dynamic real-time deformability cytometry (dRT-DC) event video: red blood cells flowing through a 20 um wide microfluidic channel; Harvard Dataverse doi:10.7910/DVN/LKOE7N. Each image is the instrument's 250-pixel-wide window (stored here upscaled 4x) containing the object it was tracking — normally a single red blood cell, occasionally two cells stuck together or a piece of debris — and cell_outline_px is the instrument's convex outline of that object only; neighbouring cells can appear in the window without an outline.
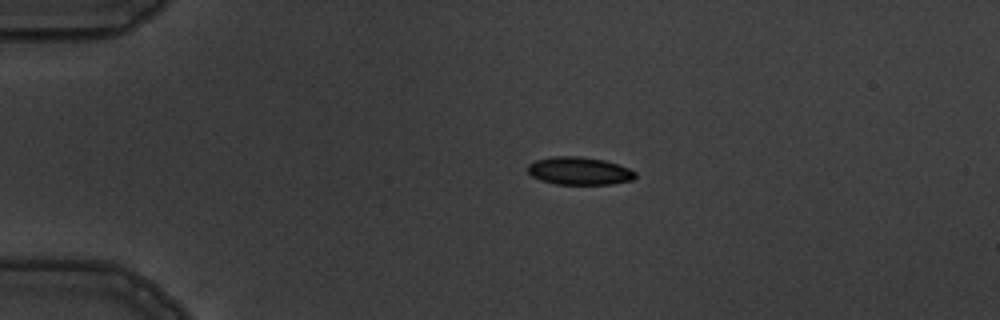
{"species": "common noctule bat (a hibernating species)", "species_latin": "Nyctalus noctula", "temperature_condition": "warm", "stored_images_in_passage": 3, "camera_frame_rate_fps": 3000, "um_per_image_px": 0.085, "animal": {"sex": "male", "body_mass_g": 19.5, "forearm_length_mm": 54.6}, "frame": {"image": 1, "passage_image": 1, "time_ms": 0.0, "image_size_px": [1000, 320], "cell_outline_px": [[636, 176], [632, 180], [612, 184], [556, 184], [540, 180], [532, 176], [528, 172], [528, 164], [536, 160], [552, 156], [580, 156], [604, 160], [628, 168], [636, 172]], "centroid_in_image_um": [49.22, 14.52], "position_along_channel_um": 35.8, "area_um2": 17.4}}
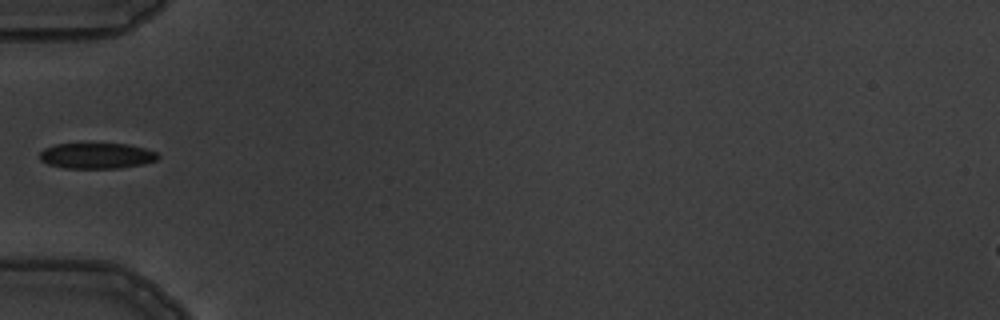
{"frame": {"image": 2, "passage_image": 3, "time_ms": 2.333, "image_size_px": [1000, 320], "cell_outline_px": [[160, 156], [156, 160], [144, 164], [120, 168], [64, 168], [48, 164], [40, 160], [40, 152], [44, 148], [56, 144], [128, 144], [144, 148], [156, 152]], "centroid_in_image_um": [8.22, 13.24], "position_along_channel_um": 76.8, "area_um2": 17.69}}